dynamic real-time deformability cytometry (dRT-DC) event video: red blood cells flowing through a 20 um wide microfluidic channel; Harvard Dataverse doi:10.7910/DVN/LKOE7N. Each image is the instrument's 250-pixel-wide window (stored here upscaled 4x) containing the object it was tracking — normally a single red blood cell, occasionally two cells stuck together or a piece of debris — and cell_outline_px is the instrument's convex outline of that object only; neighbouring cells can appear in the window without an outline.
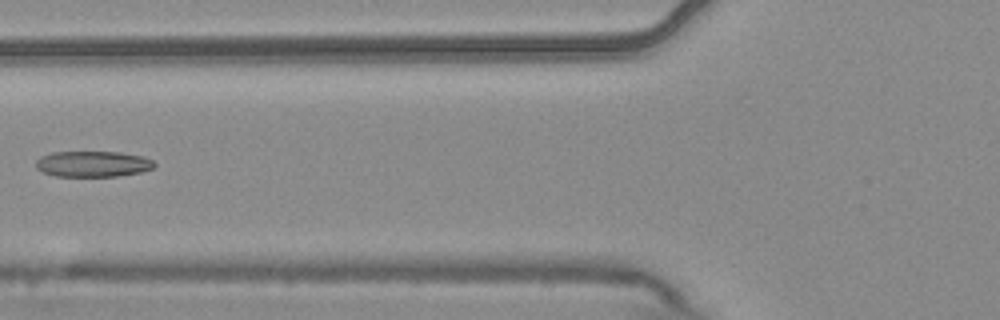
{"species": "common noctule bat (a hibernating species)", "species_latin": "Nyctalus noctula", "temperature_condition": "warm", "stored_images_in_passage": 6, "camera_frame_rate_fps": 3000, "um_per_image_px": 0.085, "animal": {"sex": "male", "body_mass_g": 20.4}, "frame": {"image": 1, "passage_image": 6, "time_ms": 1.667, "image_size_px": [1000, 320], "cell_outline_px": [[156, 164], [152, 168], [140, 172], [116, 176], [56, 176], [40, 172], [36, 168], [36, 160], [40, 156], [52, 152], [120, 152], [140, 156], [152, 160]], "centroid_in_image_um": [7.83, 13.93], "position_along_channel_um": 118.0, "area_um2": 17.8}}